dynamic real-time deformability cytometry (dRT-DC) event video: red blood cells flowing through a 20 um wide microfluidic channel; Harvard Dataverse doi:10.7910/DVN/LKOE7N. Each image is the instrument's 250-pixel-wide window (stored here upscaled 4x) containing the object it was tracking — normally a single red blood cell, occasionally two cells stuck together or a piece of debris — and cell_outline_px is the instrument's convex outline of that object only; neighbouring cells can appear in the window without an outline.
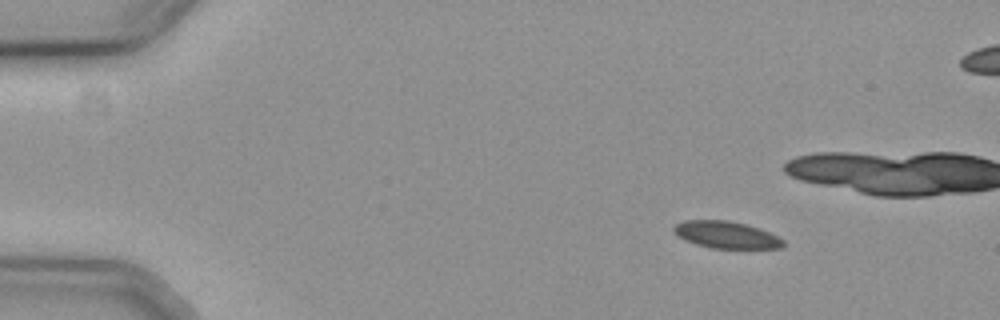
{"species": "common noctule bat (a hibernating species)", "species_latin": "Nyctalus noctula", "temperature_condition": "cold", "stored_images_in_passage": 51, "camera_frame_rate_fps": 3000, "um_per_image_px": 0.085, "animal": {"sex": "female", "body_mass_g": 19.3, "forearm_length_mm": 54.1}, "frame": {"image": 1, "passage_image": 1, "time_ms": 0.0, "image_size_px": [1000, 320], "cell_outline_px": [[784, 244], [780, 248], [712, 248], [696, 244], [684, 240], [676, 236], [672, 232], [672, 228], [676, 224], [684, 220], [728, 220], [760, 228], [784, 240]], "centroid_in_image_um": [61.67, 19.95], "position_along_channel_um": 23.3, "area_um2": 17.22}}
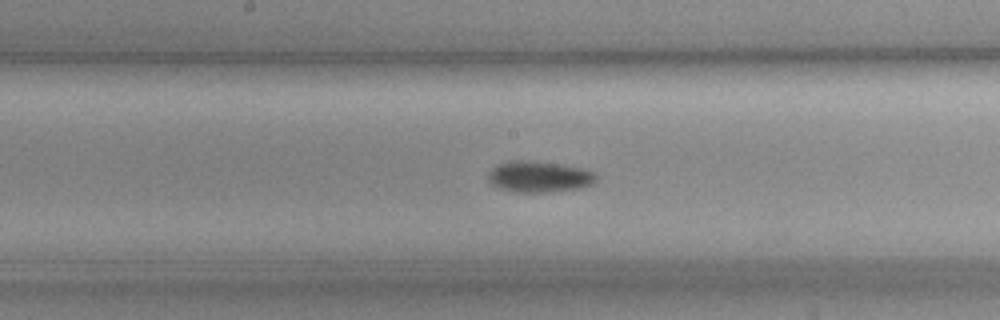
{"frame": {"image": 2, "passage_image": 23, "time_ms": 7.333, "image_size_px": [1000, 320], "cell_outline_px": [[596, 180], [592, 184], [580, 188], [548, 192], [516, 192], [500, 188], [492, 184], [488, 180], [488, 172], [496, 164], [508, 160], [528, 160], [560, 164], [584, 168], [596, 172]], "centroid_in_image_um": [45.82, 15.0], "position_along_channel_um": 202.4, "area_um2": 19.83}}
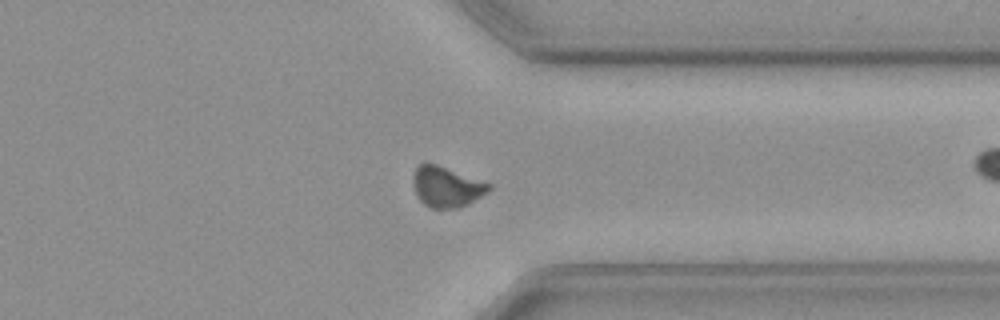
{"frame": {"image": 3, "passage_image": 37, "time_ms": 12.0, "image_size_px": [1000, 320], "cell_outline_px": [[492, 188], [488, 192], [468, 204], [460, 208], [432, 208], [424, 204], [416, 196], [412, 184], [412, 176], [416, 168], [424, 160], [436, 164], [492, 184]], "centroid_in_image_um": [37.93, 15.87], "position_along_channel_um": 373.5, "area_um2": 18.15}}